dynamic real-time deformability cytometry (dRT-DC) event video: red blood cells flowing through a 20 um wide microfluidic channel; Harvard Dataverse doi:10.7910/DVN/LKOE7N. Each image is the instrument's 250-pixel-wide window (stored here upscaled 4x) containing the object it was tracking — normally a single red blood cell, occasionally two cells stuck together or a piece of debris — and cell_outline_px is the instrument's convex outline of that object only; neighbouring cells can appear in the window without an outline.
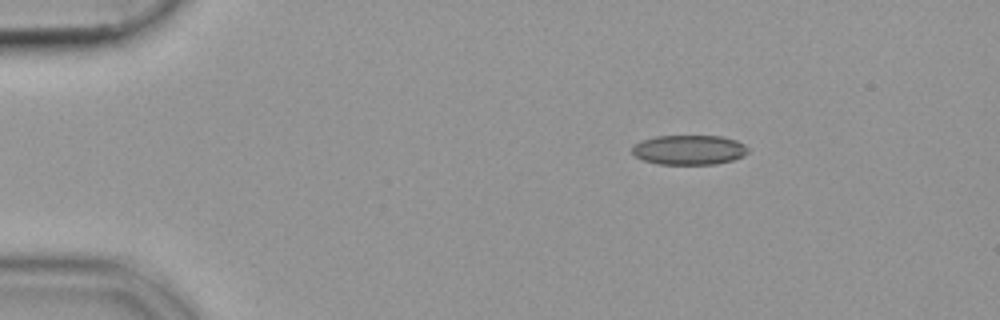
{"species": "common noctule bat (a hibernating species)", "species_latin": "Nyctalus noctula", "temperature_condition": "cold", "stored_images_in_passage": 45, "camera_frame_rate_fps": 3000, "um_per_image_px": 0.085, "animal": {"sex": "female", "body_mass_g": 19.9}, "frame": {"image": 1, "passage_image": 1, "time_ms": 0.0, "image_size_px": [1000, 320], "cell_outline_px": [[748, 152], [744, 156], [732, 160], [716, 164], [656, 164], [644, 160], [636, 156], [632, 152], [632, 144], [640, 140], [656, 136], [720, 136], [736, 140], [744, 144], [748, 148]], "centroid_in_image_um": [58.55, 12.73], "position_along_channel_um": 26.4, "area_um2": 20.17}}
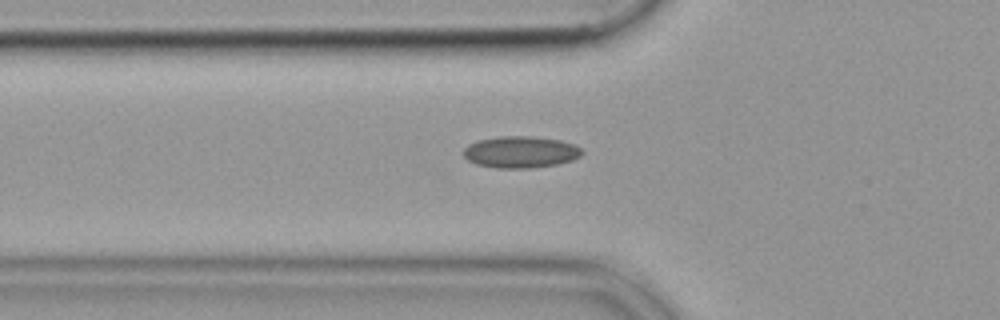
{"frame": {"image": 2, "passage_image": 11, "time_ms": 3.333, "image_size_px": [1000, 320], "cell_outline_px": [[584, 152], [580, 156], [572, 160], [556, 164], [532, 168], [496, 168], [476, 164], [468, 160], [464, 156], [464, 148], [468, 144], [476, 140], [500, 136], [532, 136], [560, 140], [572, 144], [580, 148]], "centroid_in_image_um": [44.22, 12.92], "position_along_channel_um": 81.6, "area_um2": 21.91}}
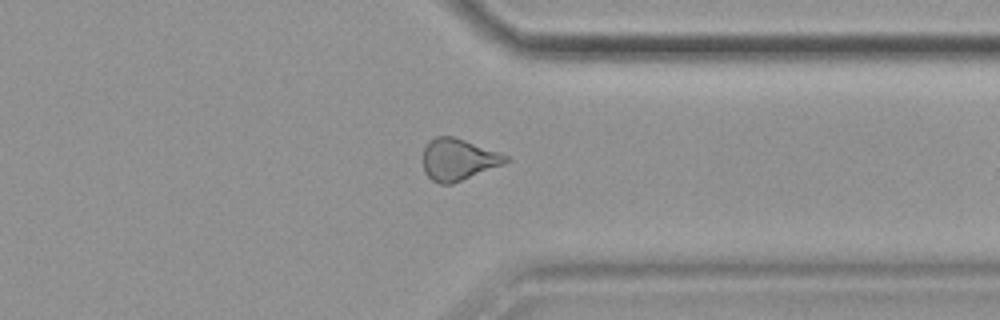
{"frame": {"image": 3, "passage_image": 34, "time_ms": 11.0, "image_size_px": [1000, 320], "cell_outline_px": [[508, 160], [504, 164], [452, 184], [440, 184], [432, 180], [424, 172], [424, 148], [428, 140], [436, 136], [452, 136], [464, 140], [508, 156]], "centroid_in_image_um": [38.91, 13.56], "position_along_channel_um": 372.5, "area_um2": 19.83}}